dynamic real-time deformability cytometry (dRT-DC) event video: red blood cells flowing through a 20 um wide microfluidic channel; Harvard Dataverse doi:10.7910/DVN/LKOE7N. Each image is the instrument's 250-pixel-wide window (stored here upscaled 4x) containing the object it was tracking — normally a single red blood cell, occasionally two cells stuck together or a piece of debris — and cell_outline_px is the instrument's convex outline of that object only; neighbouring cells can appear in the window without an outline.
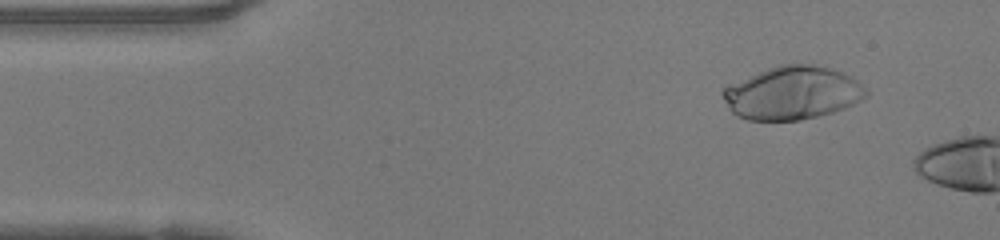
{"species": "human", "species_latin": "Homo sapiens", "temperature_condition": "warm", "stored_images_in_passage": 6, "camera_frame_rate_fps": 3000, "um_per_image_px": 0.085, "donor": {"sex": "female"}, "frame": {"image": 1, "passage_image": 4, "time_ms": 1.0, "image_size_px": [1000, 240], "cell_outline_px": [[868, 96], [844, 108], [832, 112], [800, 120], [748, 120], [736, 116], [728, 108], [720, 92], [728, 84], [768, 68], [780, 64], [812, 64], [832, 68], [864, 84], [868, 92]], "centroid_in_image_um": [67.33, 7.9], "position_along_channel_um": 17.7, "area_um2": 44.39}}